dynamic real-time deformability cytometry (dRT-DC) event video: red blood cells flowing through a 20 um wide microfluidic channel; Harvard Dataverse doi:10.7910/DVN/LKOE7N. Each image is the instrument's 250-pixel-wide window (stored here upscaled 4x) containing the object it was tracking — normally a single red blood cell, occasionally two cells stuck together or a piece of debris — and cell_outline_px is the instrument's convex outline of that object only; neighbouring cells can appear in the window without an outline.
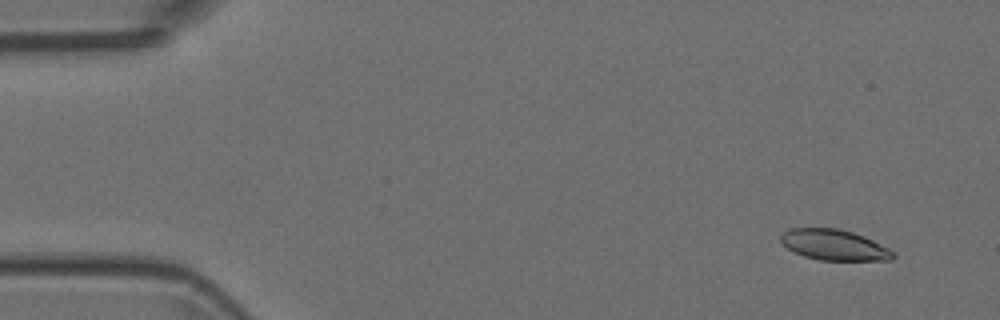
{"species": "Egyptian fruit bat (a non-hibernating species)", "species_latin": "Rousettus aegyptiacus", "temperature_condition": "room temperature", "stored_images_in_passage": 5, "camera_frame_rate_fps": 3000, "um_per_image_px": 0.085, "animal": {"sex": "female"}, "frame": {"image": 1, "passage_image": 1, "time_ms": 0.0, "image_size_px": [1000, 320], "cell_outline_px": [[896, 256], [892, 260], [820, 260], [804, 256], [792, 252], [780, 240], [780, 236], [788, 228], [836, 228], [852, 232], [864, 236], [888, 248]], "centroid_in_image_um": [70.88, 20.82], "position_along_channel_um": 14.1, "area_um2": 20.0}}
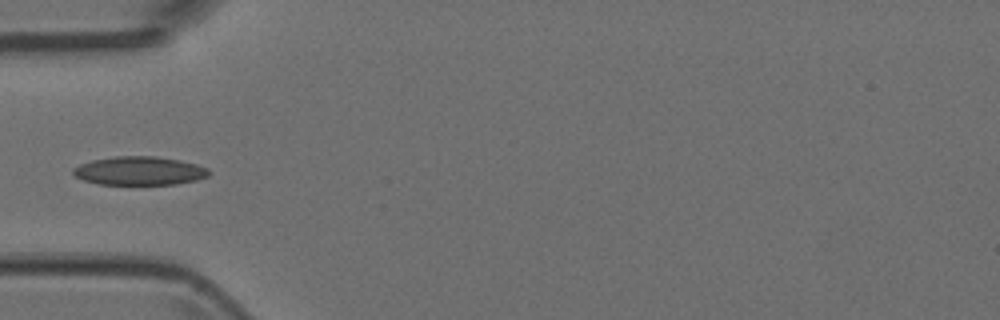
{"frame": {"image": 2, "passage_image": 4, "time_ms": 1.0, "image_size_px": [1000, 320], "cell_outline_px": [[212, 172], [208, 176], [196, 180], [176, 184], [96, 184], [84, 180], [76, 176], [72, 172], [72, 168], [80, 164], [92, 160], [116, 156], [156, 156], [180, 160], [196, 164], [208, 168]], "centroid_in_image_um": [11.86, 14.51], "position_along_channel_um": 73.1, "area_um2": 22.66}}
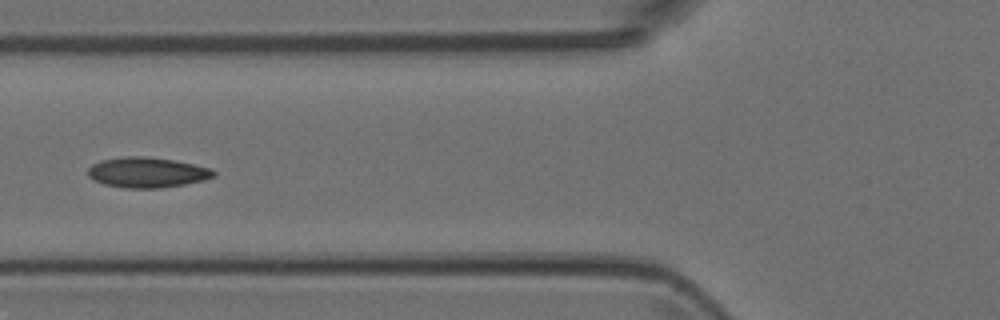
{"frame": {"image": 3, "passage_image": 5, "time_ms": 1.333, "image_size_px": [1000, 320], "cell_outline_px": [[216, 176], [204, 180], [184, 184], [160, 188], [124, 188], [104, 184], [92, 180], [88, 176], [88, 168], [92, 164], [100, 160], [124, 156], [144, 156], [172, 160], [212, 168], [216, 172]], "centroid_in_image_um": [12.48, 14.66], "position_along_channel_um": 113.3, "area_um2": 22.31}}